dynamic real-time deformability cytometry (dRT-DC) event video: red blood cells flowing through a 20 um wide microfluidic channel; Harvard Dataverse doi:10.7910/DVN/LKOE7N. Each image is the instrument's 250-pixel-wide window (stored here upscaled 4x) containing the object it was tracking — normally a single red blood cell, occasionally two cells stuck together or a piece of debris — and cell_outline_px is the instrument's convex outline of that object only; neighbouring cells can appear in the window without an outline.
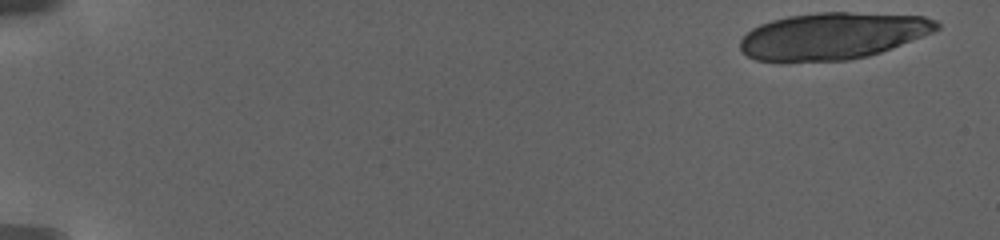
{"species": "human", "species_latin": "Homo sapiens", "temperature_condition": "warm", "stored_images_in_passage": 27, "camera_frame_rate_fps": 3000, "um_per_image_px": 0.085, "donor": {"sex": "female"}, "frame": {"image": 1, "passage_image": 1, "time_ms": 0.0, "image_size_px": [1000, 240], "cell_outline_px": [[940, 28], [932, 32], [892, 48], [868, 56], [848, 60], [784, 64], [780, 64], [756, 60], [748, 56], [740, 48], [740, 40], [752, 28], [760, 24], [772, 20], [788, 16], [820, 12], [848, 12], [924, 16], [936, 20], [940, 24]], "centroid_in_image_um": [70.72, 3.09], "position_along_channel_um": 14.3, "area_um2": 54.33}}
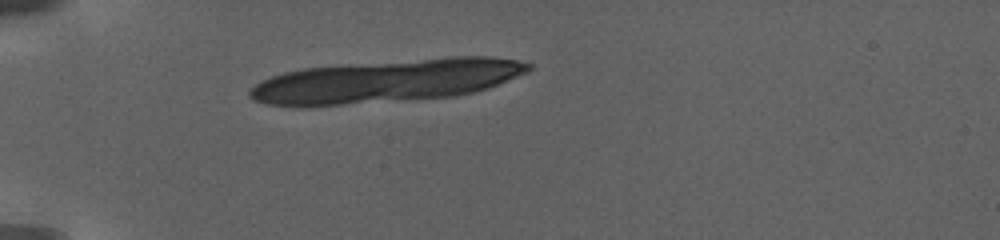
{"frame": {"image": 2, "passage_image": 22, "time_ms": 6.333, "image_size_px": [1000, 240], "cell_outline_px": [[532, 68], [528, 72], [488, 88], [456, 96], [344, 104], [268, 104], [252, 100], [248, 96], [248, 88], [260, 80], [284, 72], [304, 68], [452, 56], [488, 56], [516, 60], [532, 64]], "centroid_in_image_um": [32.89, 6.85], "position_along_channel_um": 52.1, "area_um2": 68.72}}